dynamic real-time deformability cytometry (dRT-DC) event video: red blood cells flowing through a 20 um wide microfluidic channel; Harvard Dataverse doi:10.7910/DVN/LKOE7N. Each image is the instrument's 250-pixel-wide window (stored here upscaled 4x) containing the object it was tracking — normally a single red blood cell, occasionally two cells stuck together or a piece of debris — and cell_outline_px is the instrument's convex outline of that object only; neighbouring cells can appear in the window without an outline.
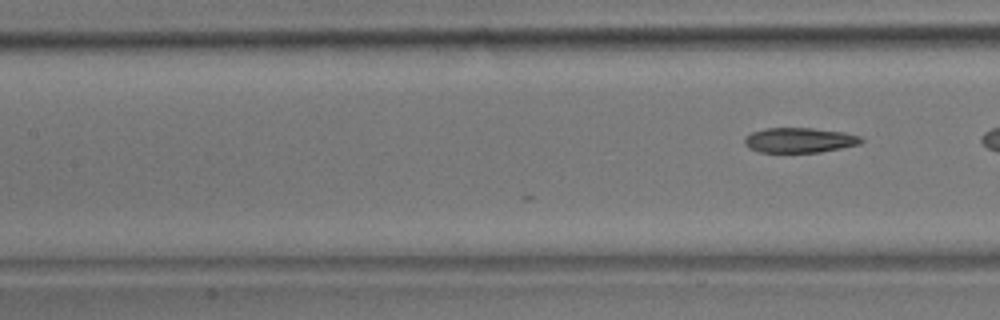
{"species": "common noctule bat (a hibernating species)", "species_latin": "Nyctalus noctula", "temperature_condition": "room temperature", "stored_images_in_passage": 20, "camera_frame_rate_fps": 3000, "um_per_image_px": 0.085, "animal": {"sex": "male", "body_mass_g": 17.9}, "frame": {"image": 1, "passage_image": 20, "time_ms": 6.333, "image_size_px": [1000, 320], "cell_outline_px": [[864, 140], [860, 144], [820, 152], [760, 152], [748, 148], [744, 144], [744, 136], [752, 132], [764, 128], [812, 128], [844, 132], [860, 136]], "centroid_in_image_um": [67.92, 11.91], "position_along_channel_um": 139.5, "area_um2": 17.05}}